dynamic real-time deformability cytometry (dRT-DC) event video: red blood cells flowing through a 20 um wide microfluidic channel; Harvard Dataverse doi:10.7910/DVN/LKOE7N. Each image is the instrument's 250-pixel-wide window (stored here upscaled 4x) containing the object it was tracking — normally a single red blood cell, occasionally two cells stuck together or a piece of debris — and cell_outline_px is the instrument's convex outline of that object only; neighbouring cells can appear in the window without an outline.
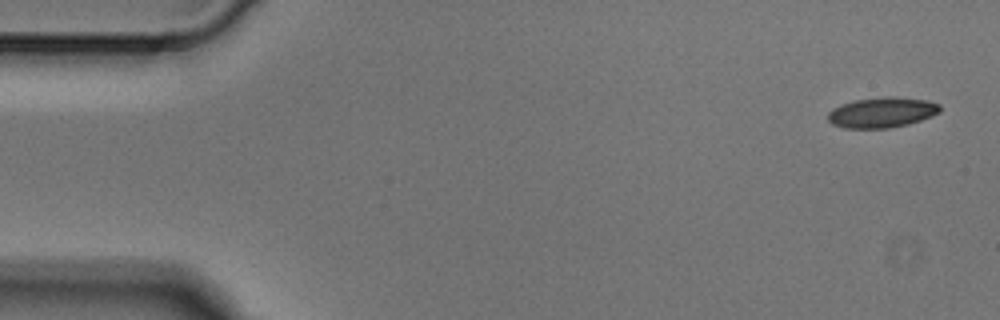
{"species": "Egyptian fruit bat (a non-hibernating species)", "species_latin": "Rousettus aegyptiacus", "temperature_condition": "cold", "stored_images_in_passage": 4, "camera_frame_rate_fps": 3000, "um_per_image_px": 0.085, "animal": {"sex": "male"}, "frame": {"image": 1, "passage_image": 1, "time_ms": 0.0, "image_size_px": [1000, 320], "cell_outline_px": [[940, 112], [932, 116], [908, 124], [888, 128], [844, 128], [832, 124], [828, 120], [828, 112], [832, 108], [840, 104], [856, 100], [888, 96], [896, 96], [928, 100], [940, 104]], "centroid_in_image_um": [74.97, 9.55], "position_along_channel_um": 10.0, "area_um2": 19.94}}
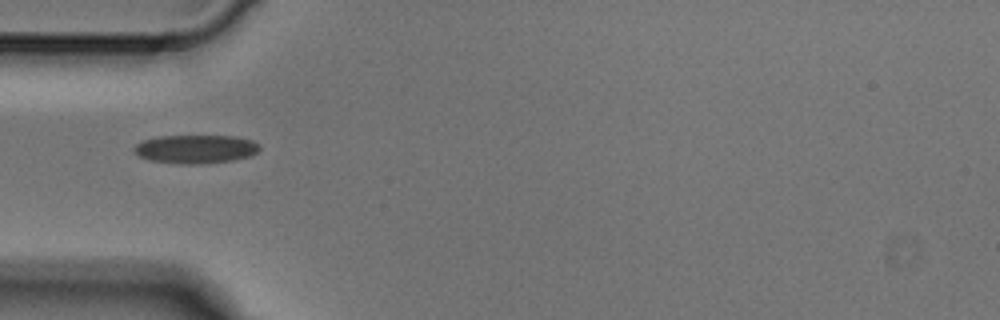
{"frame": {"image": 2, "passage_image": 4, "time_ms": 1.0, "image_size_px": [1000, 320], "cell_outline_px": [[260, 148], [256, 152], [248, 156], [232, 160], [200, 164], [180, 164], [152, 160], [140, 156], [132, 152], [132, 148], [136, 144], [144, 140], [160, 136], [236, 136], [252, 140], [260, 144]], "centroid_in_image_um": [16.62, 12.66], "position_along_channel_um": 68.4, "area_um2": 20.81}}